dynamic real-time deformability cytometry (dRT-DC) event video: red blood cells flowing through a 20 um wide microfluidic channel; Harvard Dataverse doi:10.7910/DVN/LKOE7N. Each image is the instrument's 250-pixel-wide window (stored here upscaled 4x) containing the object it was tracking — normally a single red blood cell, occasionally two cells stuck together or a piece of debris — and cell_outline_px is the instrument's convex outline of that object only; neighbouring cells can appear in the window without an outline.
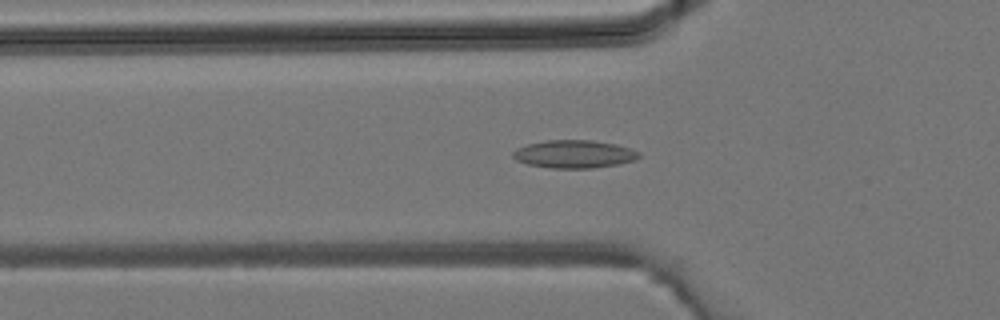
{"species": "common noctule bat (a hibernating species)", "species_latin": "Nyctalus noctula", "temperature_condition": "room temperature", "stored_images_in_passage": 33, "camera_frame_rate_fps": 3000, "um_per_image_px": 0.085, "animal": {"sex": "male", "body_mass_g": 19.2, "forearm_length_mm": 51.8}, "frame": {"image": 1, "passage_image": 7, "time_ms": 2.0, "image_size_px": [1000, 320], "cell_outline_px": [[640, 156], [636, 160], [620, 164], [592, 168], [552, 168], [528, 164], [516, 160], [512, 156], [512, 152], [516, 148], [528, 144], [548, 140], [592, 140], [616, 144], [640, 152]], "centroid_in_image_um": [48.81, 13.1], "position_along_channel_um": 77.0, "area_um2": 20.52}}
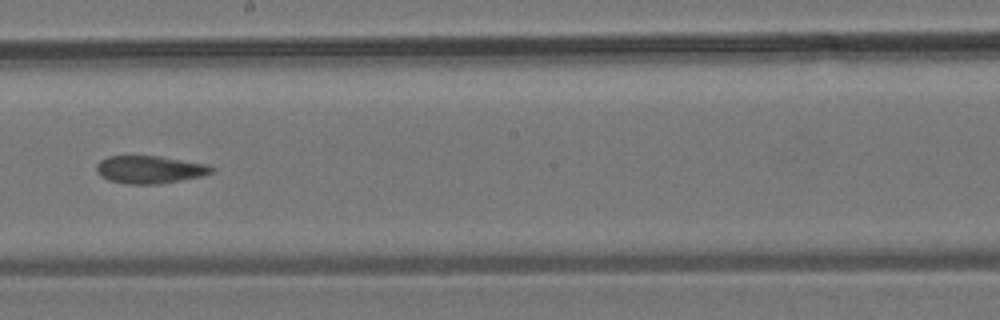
{"frame": {"image": 2, "passage_image": 16, "time_ms": 5.0, "image_size_px": [1000, 320], "cell_outline_px": [[212, 172], [200, 176], [160, 184], [128, 184], [108, 180], [100, 176], [96, 172], [96, 164], [100, 160], [108, 156], [156, 156], [208, 164], [212, 168]], "centroid_in_image_um": [12.66, 14.41], "position_along_channel_um": 235.5, "area_um2": 18.44}}
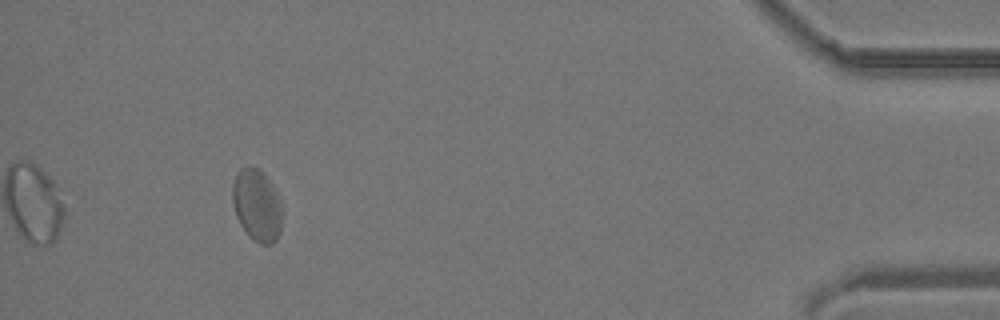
{"frame": {"image": 3, "passage_image": 30, "time_ms": 9.667, "image_size_px": [1000, 320], "cell_outline_px": [[284, 212], [280, 232], [276, 240], [272, 244], [260, 244], [248, 236], [240, 224], [236, 216], [232, 200], [232, 184], [236, 172], [240, 168], [256, 168], [264, 172], [272, 184], [284, 208]], "centroid_in_image_um": [21.86, 17.46], "position_along_channel_um": 413.3, "area_um2": 21.27}}